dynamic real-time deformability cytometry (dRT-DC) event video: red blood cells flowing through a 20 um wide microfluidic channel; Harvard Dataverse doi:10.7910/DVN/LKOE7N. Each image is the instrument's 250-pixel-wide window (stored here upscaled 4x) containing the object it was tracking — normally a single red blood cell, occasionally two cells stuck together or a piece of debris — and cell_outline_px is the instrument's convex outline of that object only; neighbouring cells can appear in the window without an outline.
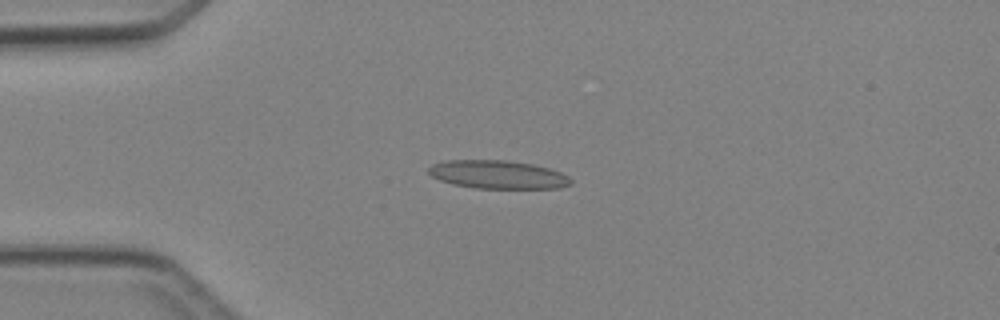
{"species": "Egyptian fruit bat (a non-hibernating species)", "species_latin": "Rousettus aegyptiacus", "temperature_condition": "cold", "stored_images_in_passage": 3, "camera_frame_rate_fps": 3000, "um_per_image_px": 0.085, "animal": {"sex": "female"}, "frame": {"image": 1, "passage_image": 2, "time_ms": 1.0, "image_size_px": [1000, 320], "cell_outline_px": [[572, 184], [560, 188], [476, 188], [452, 184], [440, 180], [432, 176], [428, 172], [428, 168], [432, 164], [444, 160], [508, 160], [532, 164], [548, 168], [560, 172], [568, 176], [572, 180]], "centroid_in_image_um": [42.31, 14.83], "position_along_channel_um": 42.7, "area_um2": 23.52}}
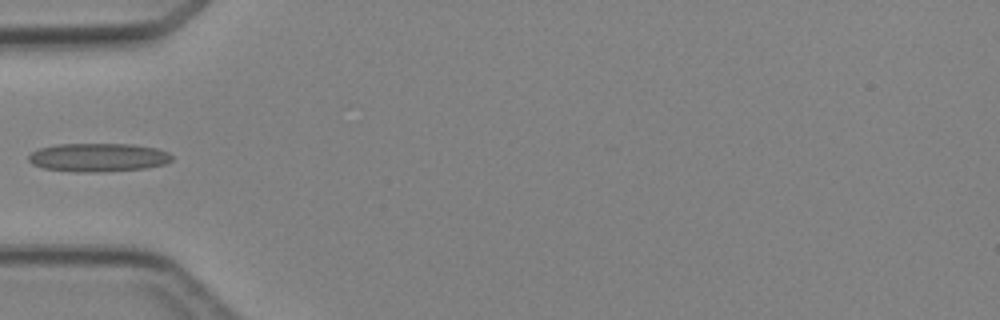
{"frame": {"image": 2, "passage_image": 3, "time_ms": 2.333, "image_size_px": [1000, 320], "cell_outline_px": [[172, 160], [164, 164], [144, 168], [104, 172], [72, 172], [40, 168], [32, 164], [28, 160], [28, 156], [32, 152], [40, 148], [56, 144], [132, 144], [156, 148], [168, 152], [172, 156]], "centroid_in_image_um": [8.31, 13.39], "position_along_channel_um": 76.7, "area_um2": 23.99}}